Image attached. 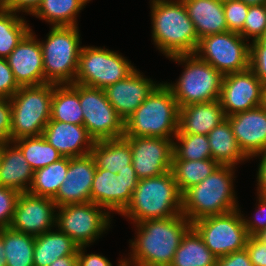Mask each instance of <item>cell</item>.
<instances>
[{"instance_id": "1", "label": "cell", "mask_w": 266, "mask_h": 266, "mask_svg": "<svg viewBox=\"0 0 266 266\" xmlns=\"http://www.w3.org/2000/svg\"><path fill=\"white\" fill-rule=\"evenodd\" d=\"M135 234L129 240L130 252L125 266H170L182 237L192 227L183 215L150 219L133 224Z\"/></svg>"}, {"instance_id": "2", "label": "cell", "mask_w": 266, "mask_h": 266, "mask_svg": "<svg viewBox=\"0 0 266 266\" xmlns=\"http://www.w3.org/2000/svg\"><path fill=\"white\" fill-rule=\"evenodd\" d=\"M151 37L166 58L194 54L199 38L182 0H150Z\"/></svg>"}, {"instance_id": "3", "label": "cell", "mask_w": 266, "mask_h": 266, "mask_svg": "<svg viewBox=\"0 0 266 266\" xmlns=\"http://www.w3.org/2000/svg\"><path fill=\"white\" fill-rule=\"evenodd\" d=\"M235 168L237 167L219 165L200 184L190 187L182 194V214L191 223L239 209L234 190Z\"/></svg>"}, {"instance_id": "4", "label": "cell", "mask_w": 266, "mask_h": 266, "mask_svg": "<svg viewBox=\"0 0 266 266\" xmlns=\"http://www.w3.org/2000/svg\"><path fill=\"white\" fill-rule=\"evenodd\" d=\"M131 224L182 214V194L170 171L139 179L127 207L120 213Z\"/></svg>"}, {"instance_id": "5", "label": "cell", "mask_w": 266, "mask_h": 266, "mask_svg": "<svg viewBox=\"0 0 266 266\" xmlns=\"http://www.w3.org/2000/svg\"><path fill=\"white\" fill-rule=\"evenodd\" d=\"M179 110L173 92L162 81L124 121V136L173 140L178 132Z\"/></svg>"}, {"instance_id": "6", "label": "cell", "mask_w": 266, "mask_h": 266, "mask_svg": "<svg viewBox=\"0 0 266 266\" xmlns=\"http://www.w3.org/2000/svg\"><path fill=\"white\" fill-rule=\"evenodd\" d=\"M168 59L182 65L175 82H165L173 92L178 106L219 100L224 75L194 54H180Z\"/></svg>"}, {"instance_id": "7", "label": "cell", "mask_w": 266, "mask_h": 266, "mask_svg": "<svg viewBox=\"0 0 266 266\" xmlns=\"http://www.w3.org/2000/svg\"><path fill=\"white\" fill-rule=\"evenodd\" d=\"M40 41L44 83L73 84L82 49L78 26H52Z\"/></svg>"}, {"instance_id": "8", "label": "cell", "mask_w": 266, "mask_h": 266, "mask_svg": "<svg viewBox=\"0 0 266 266\" xmlns=\"http://www.w3.org/2000/svg\"><path fill=\"white\" fill-rule=\"evenodd\" d=\"M54 84L23 86L10 98V139L41 136L50 121Z\"/></svg>"}, {"instance_id": "9", "label": "cell", "mask_w": 266, "mask_h": 266, "mask_svg": "<svg viewBox=\"0 0 266 266\" xmlns=\"http://www.w3.org/2000/svg\"><path fill=\"white\" fill-rule=\"evenodd\" d=\"M126 58L118 51L83 45L74 83L104 90L136 69Z\"/></svg>"}, {"instance_id": "10", "label": "cell", "mask_w": 266, "mask_h": 266, "mask_svg": "<svg viewBox=\"0 0 266 266\" xmlns=\"http://www.w3.org/2000/svg\"><path fill=\"white\" fill-rule=\"evenodd\" d=\"M112 217L105 208L91 201L66 204L56 209L55 228L71 237L79 247H89L108 232Z\"/></svg>"}, {"instance_id": "11", "label": "cell", "mask_w": 266, "mask_h": 266, "mask_svg": "<svg viewBox=\"0 0 266 266\" xmlns=\"http://www.w3.org/2000/svg\"><path fill=\"white\" fill-rule=\"evenodd\" d=\"M241 207L223 215L208 216L192 223L207 248L217 257L245 249L248 233Z\"/></svg>"}, {"instance_id": "12", "label": "cell", "mask_w": 266, "mask_h": 266, "mask_svg": "<svg viewBox=\"0 0 266 266\" xmlns=\"http://www.w3.org/2000/svg\"><path fill=\"white\" fill-rule=\"evenodd\" d=\"M195 54L223 75L249 69L250 43L239 33L226 31L202 37Z\"/></svg>"}, {"instance_id": "13", "label": "cell", "mask_w": 266, "mask_h": 266, "mask_svg": "<svg viewBox=\"0 0 266 266\" xmlns=\"http://www.w3.org/2000/svg\"><path fill=\"white\" fill-rule=\"evenodd\" d=\"M80 106L83 126L95 141L124 136V120L107 100L103 89L80 84Z\"/></svg>"}, {"instance_id": "14", "label": "cell", "mask_w": 266, "mask_h": 266, "mask_svg": "<svg viewBox=\"0 0 266 266\" xmlns=\"http://www.w3.org/2000/svg\"><path fill=\"white\" fill-rule=\"evenodd\" d=\"M132 150V165L139 179L171 170L173 140L158 137L123 136Z\"/></svg>"}, {"instance_id": "15", "label": "cell", "mask_w": 266, "mask_h": 266, "mask_svg": "<svg viewBox=\"0 0 266 266\" xmlns=\"http://www.w3.org/2000/svg\"><path fill=\"white\" fill-rule=\"evenodd\" d=\"M57 206L52 198L20 193L9 228L38 236L55 228Z\"/></svg>"}, {"instance_id": "16", "label": "cell", "mask_w": 266, "mask_h": 266, "mask_svg": "<svg viewBox=\"0 0 266 266\" xmlns=\"http://www.w3.org/2000/svg\"><path fill=\"white\" fill-rule=\"evenodd\" d=\"M263 85L250 68L242 72L224 75L219 102L225 116L258 107Z\"/></svg>"}, {"instance_id": "17", "label": "cell", "mask_w": 266, "mask_h": 266, "mask_svg": "<svg viewBox=\"0 0 266 266\" xmlns=\"http://www.w3.org/2000/svg\"><path fill=\"white\" fill-rule=\"evenodd\" d=\"M137 68L125 79L104 89L107 100L125 121L159 85Z\"/></svg>"}, {"instance_id": "18", "label": "cell", "mask_w": 266, "mask_h": 266, "mask_svg": "<svg viewBox=\"0 0 266 266\" xmlns=\"http://www.w3.org/2000/svg\"><path fill=\"white\" fill-rule=\"evenodd\" d=\"M34 32L31 28L6 58L20 87L44 84L42 49Z\"/></svg>"}, {"instance_id": "19", "label": "cell", "mask_w": 266, "mask_h": 266, "mask_svg": "<svg viewBox=\"0 0 266 266\" xmlns=\"http://www.w3.org/2000/svg\"><path fill=\"white\" fill-rule=\"evenodd\" d=\"M96 164L90 154L69 158L66 179L52 198L57 207L91 201Z\"/></svg>"}, {"instance_id": "20", "label": "cell", "mask_w": 266, "mask_h": 266, "mask_svg": "<svg viewBox=\"0 0 266 266\" xmlns=\"http://www.w3.org/2000/svg\"><path fill=\"white\" fill-rule=\"evenodd\" d=\"M243 153L251 159L266 150V111L260 106L226 117Z\"/></svg>"}, {"instance_id": "21", "label": "cell", "mask_w": 266, "mask_h": 266, "mask_svg": "<svg viewBox=\"0 0 266 266\" xmlns=\"http://www.w3.org/2000/svg\"><path fill=\"white\" fill-rule=\"evenodd\" d=\"M62 157H79L91 153L95 140L83 125L50 120L42 133Z\"/></svg>"}, {"instance_id": "22", "label": "cell", "mask_w": 266, "mask_h": 266, "mask_svg": "<svg viewBox=\"0 0 266 266\" xmlns=\"http://www.w3.org/2000/svg\"><path fill=\"white\" fill-rule=\"evenodd\" d=\"M132 191L130 184H123L116 179V174L104 169H97L91 187V202L102 206L110 214L120 213L129 204Z\"/></svg>"}, {"instance_id": "23", "label": "cell", "mask_w": 266, "mask_h": 266, "mask_svg": "<svg viewBox=\"0 0 266 266\" xmlns=\"http://www.w3.org/2000/svg\"><path fill=\"white\" fill-rule=\"evenodd\" d=\"M226 119L219 100L180 107L177 134L208 133Z\"/></svg>"}, {"instance_id": "24", "label": "cell", "mask_w": 266, "mask_h": 266, "mask_svg": "<svg viewBox=\"0 0 266 266\" xmlns=\"http://www.w3.org/2000/svg\"><path fill=\"white\" fill-rule=\"evenodd\" d=\"M34 171L28 164L20 148L13 142L3 143L0 167V186L19 193L28 192Z\"/></svg>"}, {"instance_id": "25", "label": "cell", "mask_w": 266, "mask_h": 266, "mask_svg": "<svg viewBox=\"0 0 266 266\" xmlns=\"http://www.w3.org/2000/svg\"><path fill=\"white\" fill-rule=\"evenodd\" d=\"M194 23L198 38L228 31L223 2L218 0H182Z\"/></svg>"}, {"instance_id": "26", "label": "cell", "mask_w": 266, "mask_h": 266, "mask_svg": "<svg viewBox=\"0 0 266 266\" xmlns=\"http://www.w3.org/2000/svg\"><path fill=\"white\" fill-rule=\"evenodd\" d=\"M96 168L118 174L124 169H134L130 144L122 137L95 141L91 150Z\"/></svg>"}, {"instance_id": "27", "label": "cell", "mask_w": 266, "mask_h": 266, "mask_svg": "<svg viewBox=\"0 0 266 266\" xmlns=\"http://www.w3.org/2000/svg\"><path fill=\"white\" fill-rule=\"evenodd\" d=\"M79 246L63 232L52 229L35 236L33 265L49 266L58 258L77 255Z\"/></svg>"}, {"instance_id": "28", "label": "cell", "mask_w": 266, "mask_h": 266, "mask_svg": "<svg viewBox=\"0 0 266 266\" xmlns=\"http://www.w3.org/2000/svg\"><path fill=\"white\" fill-rule=\"evenodd\" d=\"M208 141L212 159L219 165L236 167L250 160L240 149L227 118L208 133Z\"/></svg>"}, {"instance_id": "29", "label": "cell", "mask_w": 266, "mask_h": 266, "mask_svg": "<svg viewBox=\"0 0 266 266\" xmlns=\"http://www.w3.org/2000/svg\"><path fill=\"white\" fill-rule=\"evenodd\" d=\"M50 120L83 125L80 84H54Z\"/></svg>"}, {"instance_id": "30", "label": "cell", "mask_w": 266, "mask_h": 266, "mask_svg": "<svg viewBox=\"0 0 266 266\" xmlns=\"http://www.w3.org/2000/svg\"><path fill=\"white\" fill-rule=\"evenodd\" d=\"M91 0H42L32 14L51 26H78L81 10Z\"/></svg>"}, {"instance_id": "31", "label": "cell", "mask_w": 266, "mask_h": 266, "mask_svg": "<svg viewBox=\"0 0 266 266\" xmlns=\"http://www.w3.org/2000/svg\"><path fill=\"white\" fill-rule=\"evenodd\" d=\"M217 257L207 248L202 237L191 227L182 237L170 266H216Z\"/></svg>"}, {"instance_id": "32", "label": "cell", "mask_w": 266, "mask_h": 266, "mask_svg": "<svg viewBox=\"0 0 266 266\" xmlns=\"http://www.w3.org/2000/svg\"><path fill=\"white\" fill-rule=\"evenodd\" d=\"M6 254V266H34L35 236L17 232L9 227L0 229Z\"/></svg>"}, {"instance_id": "33", "label": "cell", "mask_w": 266, "mask_h": 266, "mask_svg": "<svg viewBox=\"0 0 266 266\" xmlns=\"http://www.w3.org/2000/svg\"><path fill=\"white\" fill-rule=\"evenodd\" d=\"M219 164L214 159H204L197 161L172 160L171 172L181 194L187 189L200 184Z\"/></svg>"}, {"instance_id": "34", "label": "cell", "mask_w": 266, "mask_h": 266, "mask_svg": "<svg viewBox=\"0 0 266 266\" xmlns=\"http://www.w3.org/2000/svg\"><path fill=\"white\" fill-rule=\"evenodd\" d=\"M68 168L69 157H62L54 163L36 170L28 193L53 198L65 181Z\"/></svg>"}, {"instance_id": "35", "label": "cell", "mask_w": 266, "mask_h": 266, "mask_svg": "<svg viewBox=\"0 0 266 266\" xmlns=\"http://www.w3.org/2000/svg\"><path fill=\"white\" fill-rule=\"evenodd\" d=\"M0 8V58H7L31 30L25 17Z\"/></svg>"}, {"instance_id": "36", "label": "cell", "mask_w": 266, "mask_h": 266, "mask_svg": "<svg viewBox=\"0 0 266 266\" xmlns=\"http://www.w3.org/2000/svg\"><path fill=\"white\" fill-rule=\"evenodd\" d=\"M35 172L62 158V155L41 136L21 137L13 141Z\"/></svg>"}, {"instance_id": "37", "label": "cell", "mask_w": 266, "mask_h": 266, "mask_svg": "<svg viewBox=\"0 0 266 266\" xmlns=\"http://www.w3.org/2000/svg\"><path fill=\"white\" fill-rule=\"evenodd\" d=\"M212 159L208 135L176 134L172 160L197 161Z\"/></svg>"}, {"instance_id": "38", "label": "cell", "mask_w": 266, "mask_h": 266, "mask_svg": "<svg viewBox=\"0 0 266 266\" xmlns=\"http://www.w3.org/2000/svg\"><path fill=\"white\" fill-rule=\"evenodd\" d=\"M266 29V5L249 6L243 30L239 33L248 42L260 40ZM251 39V41H250Z\"/></svg>"}, {"instance_id": "39", "label": "cell", "mask_w": 266, "mask_h": 266, "mask_svg": "<svg viewBox=\"0 0 266 266\" xmlns=\"http://www.w3.org/2000/svg\"><path fill=\"white\" fill-rule=\"evenodd\" d=\"M223 8L228 31L240 33L244 27L249 5L241 0H228L223 2Z\"/></svg>"}, {"instance_id": "40", "label": "cell", "mask_w": 266, "mask_h": 266, "mask_svg": "<svg viewBox=\"0 0 266 266\" xmlns=\"http://www.w3.org/2000/svg\"><path fill=\"white\" fill-rule=\"evenodd\" d=\"M249 68L266 85V44L259 40L250 42Z\"/></svg>"}, {"instance_id": "41", "label": "cell", "mask_w": 266, "mask_h": 266, "mask_svg": "<svg viewBox=\"0 0 266 266\" xmlns=\"http://www.w3.org/2000/svg\"><path fill=\"white\" fill-rule=\"evenodd\" d=\"M19 194L16 190L0 186V229L9 227Z\"/></svg>"}, {"instance_id": "42", "label": "cell", "mask_w": 266, "mask_h": 266, "mask_svg": "<svg viewBox=\"0 0 266 266\" xmlns=\"http://www.w3.org/2000/svg\"><path fill=\"white\" fill-rule=\"evenodd\" d=\"M256 208L254 216L245 217L242 213L244 224L248 233V236H254L259 231L266 229V197L257 194ZM258 201V204H257Z\"/></svg>"}, {"instance_id": "43", "label": "cell", "mask_w": 266, "mask_h": 266, "mask_svg": "<svg viewBox=\"0 0 266 266\" xmlns=\"http://www.w3.org/2000/svg\"><path fill=\"white\" fill-rule=\"evenodd\" d=\"M19 88L6 58H0V97L11 98Z\"/></svg>"}, {"instance_id": "44", "label": "cell", "mask_w": 266, "mask_h": 266, "mask_svg": "<svg viewBox=\"0 0 266 266\" xmlns=\"http://www.w3.org/2000/svg\"><path fill=\"white\" fill-rule=\"evenodd\" d=\"M12 109L10 98L0 97V143L10 142Z\"/></svg>"}, {"instance_id": "45", "label": "cell", "mask_w": 266, "mask_h": 266, "mask_svg": "<svg viewBox=\"0 0 266 266\" xmlns=\"http://www.w3.org/2000/svg\"><path fill=\"white\" fill-rule=\"evenodd\" d=\"M245 248L253 266H266V245L264 243L258 241L254 236H249Z\"/></svg>"}, {"instance_id": "46", "label": "cell", "mask_w": 266, "mask_h": 266, "mask_svg": "<svg viewBox=\"0 0 266 266\" xmlns=\"http://www.w3.org/2000/svg\"><path fill=\"white\" fill-rule=\"evenodd\" d=\"M87 246H81L78 248L77 253V266H113L107 257L99 253L87 254Z\"/></svg>"}, {"instance_id": "47", "label": "cell", "mask_w": 266, "mask_h": 266, "mask_svg": "<svg viewBox=\"0 0 266 266\" xmlns=\"http://www.w3.org/2000/svg\"><path fill=\"white\" fill-rule=\"evenodd\" d=\"M42 0H5L3 9L12 11L14 13H25V15H32L39 7Z\"/></svg>"}, {"instance_id": "48", "label": "cell", "mask_w": 266, "mask_h": 266, "mask_svg": "<svg viewBox=\"0 0 266 266\" xmlns=\"http://www.w3.org/2000/svg\"><path fill=\"white\" fill-rule=\"evenodd\" d=\"M216 266H253L245 249L217 258Z\"/></svg>"}, {"instance_id": "49", "label": "cell", "mask_w": 266, "mask_h": 266, "mask_svg": "<svg viewBox=\"0 0 266 266\" xmlns=\"http://www.w3.org/2000/svg\"><path fill=\"white\" fill-rule=\"evenodd\" d=\"M259 158L260 162L258 163L257 173H256V194L266 197V150L255 155L253 158Z\"/></svg>"}, {"instance_id": "50", "label": "cell", "mask_w": 266, "mask_h": 266, "mask_svg": "<svg viewBox=\"0 0 266 266\" xmlns=\"http://www.w3.org/2000/svg\"><path fill=\"white\" fill-rule=\"evenodd\" d=\"M118 178L123 184H130V190L132 192H134L139 182V178L134 169H124L123 171H120L116 174V179Z\"/></svg>"}, {"instance_id": "51", "label": "cell", "mask_w": 266, "mask_h": 266, "mask_svg": "<svg viewBox=\"0 0 266 266\" xmlns=\"http://www.w3.org/2000/svg\"><path fill=\"white\" fill-rule=\"evenodd\" d=\"M49 266H77V255L63 256Z\"/></svg>"}, {"instance_id": "52", "label": "cell", "mask_w": 266, "mask_h": 266, "mask_svg": "<svg viewBox=\"0 0 266 266\" xmlns=\"http://www.w3.org/2000/svg\"><path fill=\"white\" fill-rule=\"evenodd\" d=\"M0 266H6V254L3 239L0 237Z\"/></svg>"}, {"instance_id": "53", "label": "cell", "mask_w": 266, "mask_h": 266, "mask_svg": "<svg viewBox=\"0 0 266 266\" xmlns=\"http://www.w3.org/2000/svg\"><path fill=\"white\" fill-rule=\"evenodd\" d=\"M259 106L266 111V85H263L261 92V101Z\"/></svg>"}, {"instance_id": "54", "label": "cell", "mask_w": 266, "mask_h": 266, "mask_svg": "<svg viewBox=\"0 0 266 266\" xmlns=\"http://www.w3.org/2000/svg\"><path fill=\"white\" fill-rule=\"evenodd\" d=\"M254 237L258 241L266 245V229L259 231L257 234L254 235Z\"/></svg>"}, {"instance_id": "55", "label": "cell", "mask_w": 266, "mask_h": 266, "mask_svg": "<svg viewBox=\"0 0 266 266\" xmlns=\"http://www.w3.org/2000/svg\"><path fill=\"white\" fill-rule=\"evenodd\" d=\"M246 5L253 6V5H266V0H241Z\"/></svg>"}, {"instance_id": "56", "label": "cell", "mask_w": 266, "mask_h": 266, "mask_svg": "<svg viewBox=\"0 0 266 266\" xmlns=\"http://www.w3.org/2000/svg\"><path fill=\"white\" fill-rule=\"evenodd\" d=\"M259 41L262 42V43H265V44H266V29H265V31H264L263 36L260 38Z\"/></svg>"}, {"instance_id": "57", "label": "cell", "mask_w": 266, "mask_h": 266, "mask_svg": "<svg viewBox=\"0 0 266 266\" xmlns=\"http://www.w3.org/2000/svg\"><path fill=\"white\" fill-rule=\"evenodd\" d=\"M2 152H3V144L0 143V167H1V161H2Z\"/></svg>"}, {"instance_id": "58", "label": "cell", "mask_w": 266, "mask_h": 266, "mask_svg": "<svg viewBox=\"0 0 266 266\" xmlns=\"http://www.w3.org/2000/svg\"><path fill=\"white\" fill-rule=\"evenodd\" d=\"M117 265H118V266H125V265H124V258L119 259Z\"/></svg>"}, {"instance_id": "59", "label": "cell", "mask_w": 266, "mask_h": 266, "mask_svg": "<svg viewBox=\"0 0 266 266\" xmlns=\"http://www.w3.org/2000/svg\"><path fill=\"white\" fill-rule=\"evenodd\" d=\"M4 1H5V0H0V8L3 7Z\"/></svg>"}]
</instances>
